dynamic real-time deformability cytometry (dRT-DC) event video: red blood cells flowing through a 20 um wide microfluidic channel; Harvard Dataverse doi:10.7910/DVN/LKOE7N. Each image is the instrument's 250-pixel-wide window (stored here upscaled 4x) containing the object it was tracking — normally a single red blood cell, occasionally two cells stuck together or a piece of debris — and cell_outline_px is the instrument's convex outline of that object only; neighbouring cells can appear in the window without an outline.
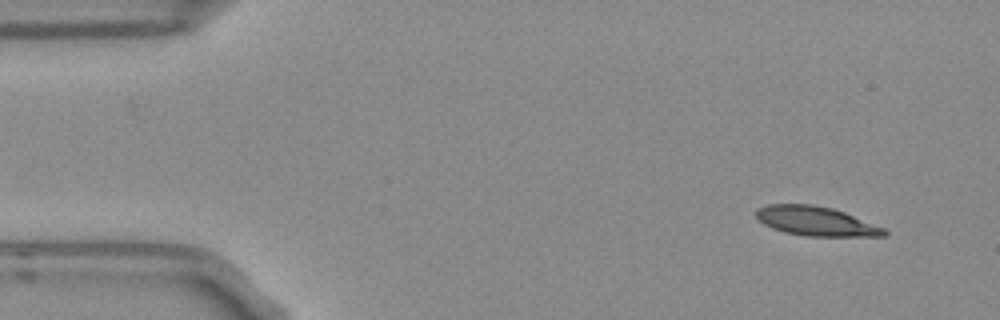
{"species": "Egyptian fruit bat (a non-hibernating species)", "species_latin": "Rousettus aegyptiacus", "temperature_condition": "room temperature", "stored_images_in_passage": 2, "camera_frame_rate_fps": 3000, "um_per_image_px": 0.085, "frame": {"image": 1, "passage_image": 2, "time_ms": 0.333, "image_size_px": [1000, 320], "cell_outline_px": [[888, 232], [884, 236], [804, 236], [784, 232], [772, 228], [764, 224], [756, 216], [756, 208], [768, 204], [812, 204], [832, 208], [844, 212], [884, 228]], "centroid_in_image_um": [69.33, 18.79], "position_along_channel_um": 15.7, "area_um2": 21.79}}